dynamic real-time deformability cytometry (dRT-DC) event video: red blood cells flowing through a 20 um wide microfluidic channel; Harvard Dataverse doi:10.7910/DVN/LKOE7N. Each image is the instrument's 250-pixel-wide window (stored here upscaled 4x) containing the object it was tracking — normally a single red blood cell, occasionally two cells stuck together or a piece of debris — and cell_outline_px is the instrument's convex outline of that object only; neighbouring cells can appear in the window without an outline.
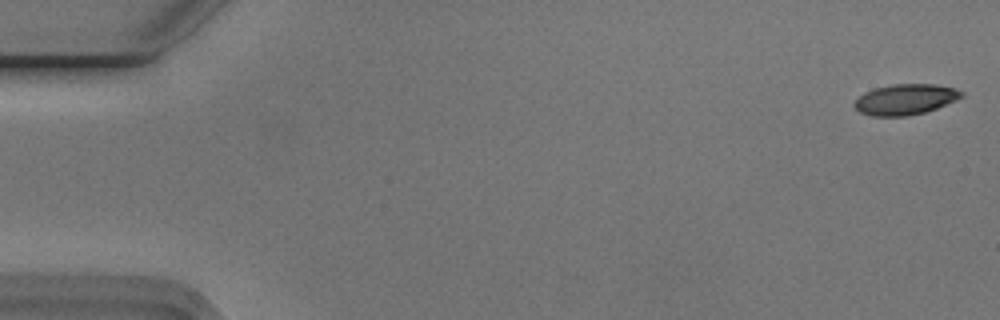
{"species": "Egyptian fruit bat (a non-hibernating species)", "species_latin": "Rousettus aegyptiacus", "temperature_condition": "cold", "stored_images_in_passage": 54, "camera_frame_rate_fps": 3000, "um_per_image_px": 0.085, "animal": {"sex": "male"}, "frame": {"image": 1, "passage_image": 1, "time_ms": 0.0, "image_size_px": [1000, 320], "cell_outline_px": [[964, 96], [956, 100], [936, 108], [924, 112], [908, 116], [872, 116], [860, 112], [852, 104], [864, 92], [876, 88], [892, 84], [936, 84], [952, 88], [964, 92]], "centroid_in_image_um": [76.95, 8.45], "position_along_channel_um": 8.1, "area_um2": 19.02}}
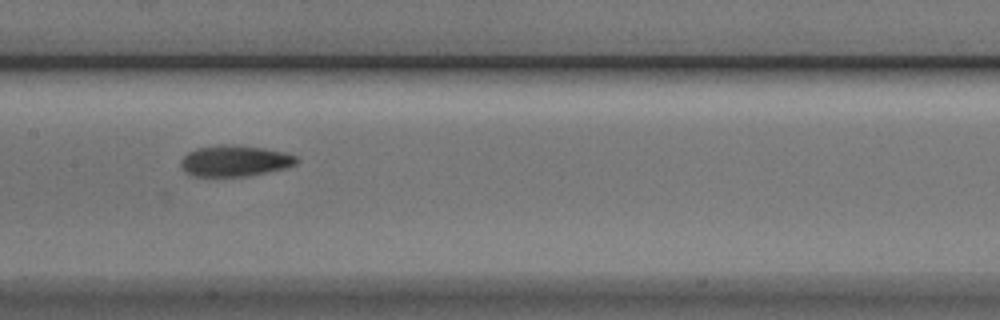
{"frame": {"image": 2, "passage_image": 27, "time_ms": 8.667, "image_size_px": [1000, 320], "cell_outline_px": [[300, 160], [296, 164], [288, 168], [248, 176], [192, 176], [180, 164], [180, 160], [188, 152], [196, 148], [224, 144], [236, 144], [264, 148], [284, 152], [296, 156]], "centroid_in_image_um": [20.0, 13.66], "position_along_channel_um": 187.4, "area_um2": 21.1}}
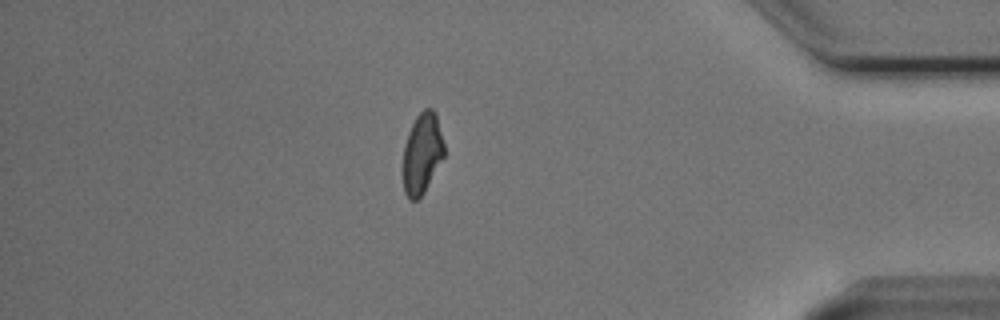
{"frame": {"image": 3, "passage_image": 47, "time_ms": 15.333, "image_size_px": [1000, 320], "cell_outline_px": [[444, 156], [424, 192], [416, 200], [408, 200], [404, 192], [404, 144], [408, 132], [416, 116], [424, 108], [432, 108], [436, 116], [444, 144]], "centroid_in_image_um": [35.87, 13.04], "position_along_channel_um": 399.3, "area_um2": 19.07}, "authors_computed_cell_mechanics": {"area_um2": 19.9121, "velocity_mm_per_s": 3.7482, "shape_relaxation_time_tau1_ms": 5.9594, "shape_relaxation_time_tau2_ms": 3.5764, "deformation_change_tau1": 0.1825, "deformation_change_tau2": 0.1002}}